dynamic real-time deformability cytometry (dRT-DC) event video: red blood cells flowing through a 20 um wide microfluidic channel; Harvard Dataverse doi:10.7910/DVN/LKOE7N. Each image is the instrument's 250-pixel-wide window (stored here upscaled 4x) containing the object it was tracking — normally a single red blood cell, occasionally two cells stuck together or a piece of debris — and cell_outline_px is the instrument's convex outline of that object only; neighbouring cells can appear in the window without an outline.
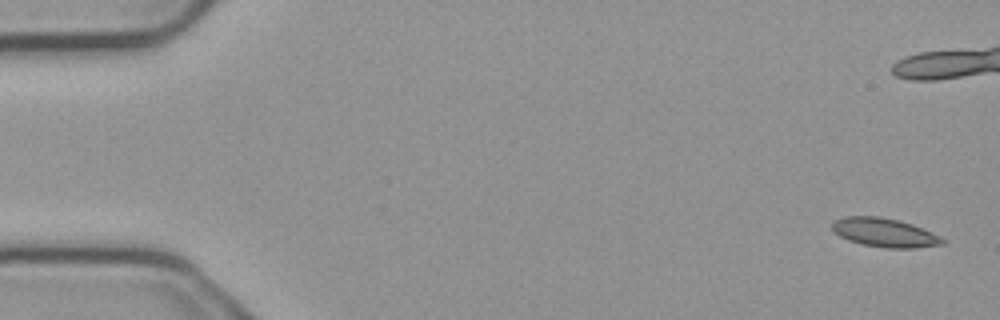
{"species": "common noctule bat (a hibernating species)", "species_latin": "Nyctalus noctula", "temperature_condition": "cold", "stored_images_in_passage": 6, "camera_frame_rate_fps": 3000, "um_per_image_px": 0.085, "animal": {"sex": "male", "body_mass_g": 23.1, "forearm_length_mm": 52.7}, "frame": {"image": 1, "passage_image": 6, "time_ms": 1.667, "image_size_px": [1000, 320], "cell_outline_px": [[944, 244], [916, 248], [884, 248], [860, 244], [848, 240], [840, 236], [832, 228], [832, 224], [836, 220], [844, 216], [880, 216], [900, 220], [912, 224], [940, 236], [944, 240]], "centroid_in_image_um": [75.19, 19.77], "position_along_channel_um": 9.8, "area_um2": 18.55}}